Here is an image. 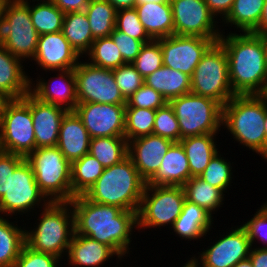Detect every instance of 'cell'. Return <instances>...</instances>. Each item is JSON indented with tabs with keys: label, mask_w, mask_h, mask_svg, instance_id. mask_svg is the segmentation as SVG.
<instances>
[{
	"label": "cell",
	"mask_w": 267,
	"mask_h": 267,
	"mask_svg": "<svg viewBox=\"0 0 267 267\" xmlns=\"http://www.w3.org/2000/svg\"><path fill=\"white\" fill-rule=\"evenodd\" d=\"M186 199L204 208L212 216L218 211L225 199V193L199 177H191L183 185Z\"/></svg>",
	"instance_id": "cell-33"
},
{
	"label": "cell",
	"mask_w": 267,
	"mask_h": 267,
	"mask_svg": "<svg viewBox=\"0 0 267 267\" xmlns=\"http://www.w3.org/2000/svg\"><path fill=\"white\" fill-rule=\"evenodd\" d=\"M90 136L75 111H68L60 126L57 147L72 164L89 153Z\"/></svg>",
	"instance_id": "cell-22"
},
{
	"label": "cell",
	"mask_w": 267,
	"mask_h": 267,
	"mask_svg": "<svg viewBox=\"0 0 267 267\" xmlns=\"http://www.w3.org/2000/svg\"><path fill=\"white\" fill-rule=\"evenodd\" d=\"M75 234L110 246L121 258L128 256L132 233L137 229V212L90 201L85 195L71 201ZM124 256V257H123Z\"/></svg>",
	"instance_id": "cell-1"
},
{
	"label": "cell",
	"mask_w": 267,
	"mask_h": 267,
	"mask_svg": "<svg viewBox=\"0 0 267 267\" xmlns=\"http://www.w3.org/2000/svg\"><path fill=\"white\" fill-rule=\"evenodd\" d=\"M146 181L129 156L104 168L102 175L84 194L90 201L114 205L126 211H138Z\"/></svg>",
	"instance_id": "cell-4"
},
{
	"label": "cell",
	"mask_w": 267,
	"mask_h": 267,
	"mask_svg": "<svg viewBox=\"0 0 267 267\" xmlns=\"http://www.w3.org/2000/svg\"><path fill=\"white\" fill-rule=\"evenodd\" d=\"M167 103V100L159 92L144 84L128 98L125 108L157 110Z\"/></svg>",
	"instance_id": "cell-45"
},
{
	"label": "cell",
	"mask_w": 267,
	"mask_h": 267,
	"mask_svg": "<svg viewBox=\"0 0 267 267\" xmlns=\"http://www.w3.org/2000/svg\"><path fill=\"white\" fill-rule=\"evenodd\" d=\"M39 212L35 228L25 229V244L35 251L63 259L75 233L71 203L51 201Z\"/></svg>",
	"instance_id": "cell-5"
},
{
	"label": "cell",
	"mask_w": 267,
	"mask_h": 267,
	"mask_svg": "<svg viewBox=\"0 0 267 267\" xmlns=\"http://www.w3.org/2000/svg\"><path fill=\"white\" fill-rule=\"evenodd\" d=\"M249 258L253 267H267V247L254 245L251 247Z\"/></svg>",
	"instance_id": "cell-52"
},
{
	"label": "cell",
	"mask_w": 267,
	"mask_h": 267,
	"mask_svg": "<svg viewBox=\"0 0 267 267\" xmlns=\"http://www.w3.org/2000/svg\"><path fill=\"white\" fill-rule=\"evenodd\" d=\"M23 62L0 45V93L8 100L21 99L30 92L31 77Z\"/></svg>",
	"instance_id": "cell-24"
},
{
	"label": "cell",
	"mask_w": 267,
	"mask_h": 267,
	"mask_svg": "<svg viewBox=\"0 0 267 267\" xmlns=\"http://www.w3.org/2000/svg\"><path fill=\"white\" fill-rule=\"evenodd\" d=\"M53 72H57L56 77H51L53 80L50 78L46 81L40 75L36 81L31 78L30 93L41 102L74 111L78 104L74 69Z\"/></svg>",
	"instance_id": "cell-18"
},
{
	"label": "cell",
	"mask_w": 267,
	"mask_h": 267,
	"mask_svg": "<svg viewBox=\"0 0 267 267\" xmlns=\"http://www.w3.org/2000/svg\"><path fill=\"white\" fill-rule=\"evenodd\" d=\"M267 154V103H266V116H265V155Z\"/></svg>",
	"instance_id": "cell-59"
},
{
	"label": "cell",
	"mask_w": 267,
	"mask_h": 267,
	"mask_svg": "<svg viewBox=\"0 0 267 267\" xmlns=\"http://www.w3.org/2000/svg\"><path fill=\"white\" fill-rule=\"evenodd\" d=\"M10 0H0V19L4 17L5 8Z\"/></svg>",
	"instance_id": "cell-58"
},
{
	"label": "cell",
	"mask_w": 267,
	"mask_h": 267,
	"mask_svg": "<svg viewBox=\"0 0 267 267\" xmlns=\"http://www.w3.org/2000/svg\"><path fill=\"white\" fill-rule=\"evenodd\" d=\"M140 22L153 39L174 34V21L171 3H145L135 5Z\"/></svg>",
	"instance_id": "cell-27"
},
{
	"label": "cell",
	"mask_w": 267,
	"mask_h": 267,
	"mask_svg": "<svg viewBox=\"0 0 267 267\" xmlns=\"http://www.w3.org/2000/svg\"><path fill=\"white\" fill-rule=\"evenodd\" d=\"M230 229L202 253L198 252L199 257L192 255L188 261L194 267H233L249 258L251 242L247 231L242 225Z\"/></svg>",
	"instance_id": "cell-15"
},
{
	"label": "cell",
	"mask_w": 267,
	"mask_h": 267,
	"mask_svg": "<svg viewBox=\"0 0 267 267\" xmlns=\"http://www.w3.org/2000/svg\"><path fill=\"white\" fill-rule=\"evenodd\" d=\"M157 40L162 49L163 65L190 77L204 53L214 43L208 38L175 34Z\"/></svg>",
	"instance_id": "cell-16"
},
{
	"label": "cell",
	"mask_w": 267,
	"mask_h": 267,
	"mask_svg": "<svg viewBox=\"0 0 267 267\" xmlns=\"http://www.w3.org/2000/svg\"><path fill=\"white\" fill-rule=\"evenodd\" d=\"M78 103L126 105L116 84L113 70L79 61L74 68Z\"/></svg>",
	"instance_id": "cell-13"
},
{
	"label": "cell",
	"mask_w": 267,
	"mask_h": 267,
	"mask_svg": "<svg viewBox=\"0 0 267 267\" xmlns=\"http://www.w3.org/2000/svg\"><path fill=\"white\" fill-rule=\"evenodd\" d=\"M233 267H253V265L250 258H247L245 260L239 261Z\"/></svg>",
	"instance_id": "cell-56"
},
{
	"label": "cell",
	"mask_w": 267,
	"mask_h": 267,
	"mask_svg": "<svg viewBox=\"0 0 267 267\" xmlns=\"http://www.w3.org/2000/svg\"><path fill=\"white\" fill-rule=\"evenodd\" d=\"M173 143L172 140L155 134L128 141V156L146 182L159 169L164 155Z\"/></svg>",
	"instance_id": "cell-20"
},
{
	"label": "cell",
	"mask_w": 267,
	"mask_h": 267,
	"mask_svg": "<svg viewBox=\"0 0 267 267\" xmlns=\"http://www.w3.org/2000/svg\"><path fill=\"white\" fill-rule=\"evenodd\" d=\"M64 14L83 11L91 0H51Z\"/></svg>",
	"instance_id": "cell-51"
},
{
	"label": "cell",
	"mask_w": 267,
	"mask_h": 267,
	"mask_svg": "<svg viewBox=\"0 0 267 267\" xmlns=\"http://www.w3.org/2000/svg\"><path fill=\"white\" fill-rule=\"evenodd\" d=\"M36 149L29 93L10 99L0 115V150L27 157Z\"/></svg>",
	"instance_id": "cell-9"
},
{
	"label": "cell",
	"mask_w": 267,
	"mask_h": 267,
	"mask_svg": "<svg viewBox=\"0 0 267 267\" xmlns=\"http://www.w3.org/2000/svg\"><path fill=\"white\" fill-rule=\"evenodd\" d=\"M30 4L9 1L0 19V45L23 61H32L39 34L30 17Z\"/></svg>",
	"instance_id": "cell-11"
},
{
	"label": "cell",
	"mask_w": 267,
	"mask_h": 267,
	"mask_svg": "<svg viewBox=\"0 0 267 267\" xmlns=\"http://www.w3.org/2000/svg\"><path fill=\"white\" fill-rule=\"evenodd\" d=\"M184 266L181 267H194L189 261H187L185 264H183Z\"/></svg>",
	"instance_id": "cell-62"
},
{
	"label": "cell",
	"mask_w": 267,
	"mask_h": 267,
	"mask_svg": "<svg viewBox=\"0 0 267 267\" xmlns=\"http://www.w3.org/2000/svg\"><path fill=\"white\" fill-rule=\"evenodd\" d=\"M267 32V0L264 1L262 15L259 21V25L252 33H264Z\"/></svg>",
	"instance_id": "cell-53"
},
{
	"label": "cell",
	"mask_w": 267,
	"mask_h": 267,
	"mask_svg": "<svg viewBox=\"0 0 267 267\" xmlns=\"http://www.w3.org/2000/svg\"><path fill=\"white\" fill-rule=\"evenodd\" d=\"M87 61L96 67L114 70L126 64L112 38L103 37L93 41L90 51L84 56Z\"/></svg>",
	"instance_id": "cell-38"
},
{
	"label": "cell",
	"mask_w": 267,
	"mask_h": 267,
	"mask_svg": "<svg viewBox=\"0 0 267 267\" xmlns=\"http://www.w3.org/2000/svg\"><path fill=\"white\" fill-rule=\"evenodd\" d=\"M84 11L93 38L109 37L115 29L117 10L107 0H91Z\"/></svg>",
	"instance_id": "cell-36"
},
{
	"label": "cell",
	"mask_w": 267,
	"mask_h": 267,
	"mask_svg": "<svg viewBox=\"0 0 267 267\" xmlns=\"http://www.w3.org/2000/svg\"><path fill=\"white\" fill-rule=\"evenodd\" d=\"M257 210L254 216L250 220L248 219V221L244 222L242 226L247 231L251 247H253V244L259 242H261V244L263 243L262 245L264 246L262 247H267V211L262 206Z\"/></svg>",
	"instance_id": "cell-47"
},
{
	"label": "cell",
	"mask_w": 267,
	"mask_h": 267,
	"mask_svg": "<svg viewBox=\"0 0 267 267\" xmlns=\"http://www.w3.org/2000/svg\"><path fill=\"white\" fill-rule=\"evenodd\" d=\"M26 160L32 166L40 191L50 202L72 200V164L57 146L36 148Z\"/></svg>",
	"instance_id": "cell-6"
},
{
	"label": "cell",
	"mask_w": 267,
	"mask_h": 267,
	"mask_svg": "<svg viewBox=\"0 0 267 267\" xmlns=\"http://www.w3.org/2000/svg\"><path fill=\"white\" fill-rule=\"evenodd\" d=\"M62 32L74 50L84 58L95 40L85 11L65 13Z\"/></svg>",
	"instance_id": "cell-30"
},
{
	"label": "cell",
	"mask_w": 267,
	"mask_h": 267,
	"mask_svg": "<svg viewBox=\"0 0 267 267\" xmlns=\"http://www.w3.org/2000/svg\"><path fill=\"white\" fill-rule=\"evenodd\" d=\"M131 64L144 79L158 70L163 65L160 42L152 40L145 43Z\"/></svg>",
	"instance_id": "cell-41"
},
{
	"label": "cell",
	"mask_w": 267,
	"mask_h": 267,
	"mask_svg": "<svg viewBox=\"0 0 267 267\" xmlns=\"http://www.w3.org/2000/svg\"><path fill=\"white\" fill-rule=\"evenodd\" d=\"M189 179L190 168L185 150L180 142H174L146 185L183 186Z\"/></svg>",
	"instance_id": "cell-25"
},
{
	"label": "cell",
	"mask_w": 267,
	"mask_h": 267,
	"mask_svg": "<svg viewBox=\"0 0 267 267\" xmlns=\"http://www.w3.org/2000/svg\"><path fill=\"white\" fill-rule=\"evenodd\" d=\"M219 38L228 58L229 80L235 95L267 94V61L260 37L229 32Z\"/></svg>",
	"instance_id": "cell-2"
},
{
	"label": "cell",
	"mask_w": 267,
	"mask_h": 267,
	"mask_svg": "<svg viewBox=\"0 0 267 267\" xmlns=\"http://www.w3.org/2000/svg\"><path fill=\"white\" fill-rule=\"evenodd\" d=\"M266 211H267V201L266 202H264V204L262 203V205H261Z\"/></svg>",
	"instance_id": "cell-63"
},
{
	"label": "cell",
	"mask_w": 267,
	"mask_h": 267,
	"mask_svg": "<svg viewBox=\"0 0 267 267\" xmlns=\"http://www.w3.org/2000/svg\"><path fill=\"white\" fill-rule=\"evenodd\" d=\"M234 1L235 0H205V3L217 20H223L230 12ZM218 16L220 18H218Z\"/></svg>",
	"instance_id": "cell-50"
},
{
	"label": "cell",
	"mask_w": 267,
	"mask_h": 267,
	"mask_svg": "<svg viewBox=\"0 0 267 267\" xmlns=\"http://www.w3.org/2000/svg\"><path fill=\"white\" fill-rule=\"evenodd\" d=\"M144 81L147 86L159 92L167 102L191 92V77L164 65L148 75Z\"/></svg>",
	"instance_id": "cell-29"
},
{
	"label": "cell",
	"mask_w": 267,
	"mask_h": 267,
	"mask_svg": "<svg viewBox=\"0 0 267 267\" xmlns=\"http://www.w3.org/2000/svg\"><path fill=\"white\" fill-rule=\"evenodd\" d=\"M266 95H235L222 107V127L239 145L265 156Z\"/></svg>",
	"instance_id": "cell-3"
},
{
	"label": "cell",
	"mask_w": 267,
	"mask_h": 267,
	"mask_svg": "<svg viewBox=\"0 0 267 267\" xmlns=\"http://www.w3.org/2000/svg\"><path fill=\"white\" fill-rule=\"evenodd\" d=\"M153 134L172 140L180 141V127L173 108L167 103L156 110Z\"/></svg>",
	"instance_id": "cell-43"
},
{
	"label": "cell",
	"mask_w": 267,
	"mask_h": 267,
	"mask_svg": "<svg viewBox=\"0 0 267 267\" xmlns=\"http://www.w3.org/2000/svg\"><path fill=\"white\" fill-rule=\"evenodd\" d=\"M89 154L94 156L104 168L111 167L128 156V141L125 137L91 138Z\"/></svg>",
	"instance_id": "cell-35"
},
{
	"label": "cell",
	"mask_w": 267,
	"mask_h": 267,
	"mask_svg": "<svg viewBox=\"0 0 267 267\" xmlns=\"http://www.w3.org/2000/svg\"><path fill=\"white\" fill-rule=\"evenodd\" d=\"M191 93L212 98L222 106L235 96L229 80L226 51L219 41L207 49L194 69Z\"/></svg>",
	"instance_id": "cell-8"
},
{
	"label": "cell",
	"mask_w": 267,
	"mask_h": 267,
	"mask_svg": "<svg viewBox=\"0 0 267 267\" xmlns=\"http://www.w3.org/2000/svg\"><path fill=\"white\" fill-rule=\"evenodd\" d=\"M110 37L117 45L125 63H132L144 45L142 41L130 37L116 28L110 34Z\"/></svg>",
	"instance_id": "cell-48"
},
{
	"label": "cell",
	"mask_w": 267,
	"mask_h": 267,
	"mask_svg": "<svg viewBox=\"0 0 267 267\" xmlns=\"http://www.w3.org/2000/svg\"><path fill=\"white\" fill-rule=\"evenodd\" d=\"M103 171L104 167L101 163L89 153L74 161L71 170L72 199L75 196L84 195Z\"/></svg>",
	"instance_id": "cell-34"
},
{
	"label": "cell",
	"mask_w": 267,
	"mask_h": 267,
	"mask_svg": "<svg viewBox=\"0 0 267 267\" xmlns=\"http://www.w3.org/2000/svg\"><path fill=\"white\" fill-rule=\"evenodd\" d=\"M29 108L35 133L36 148L57 146L65 108L39 101L29 92Z\"/></svg>",
	"instance_id": "cell-21"
},
{
	"label": "cell",
	"mask_w": 267,
	"mask_h": 267,
	"mask_svg": "<svg viewBox=\"0 0 267 267\" xmlns=\"http://www.w3.org/2000/svg\"><path fill=\"white\" fill-rule=\"evenodd\" d=\"M262 159L263 160L265 159L266 160L265 162H267V154Z\"/></svg>",
	"instance_id": "cell-64"
},
{
	"label": "cell",
	"mask_w": 267,
	"mask_h": 267,
	"mask_svg": "<svg viewBox=\"0 0 267 267\" xmlns=\"http://www.w3.org/2000/svg\"><path fill=\"white\" fill-rule=\"evenodd\" d=\"M64 15L51 0L30 5L31 21L39 35L62 31Z\"/></svg>",
	"instance_id": "cell-37"
},
{
	"label": "cell",
	"mask_w": 267,
	"mask_h": 267,
	"mask_svg": "<svg viewBox=\"0 0 267 267\" xmlns=\"http://www.w3.org/2000/svg\"><path fill=\"white\" fill-rule=\"evenodd\" d=\"M117 11L121 9L135 8L136 0H107Z\"/></svg>",
	"instance_id": "cell-54"
},
{
	"label": "cell",
	"mask_w": 267,
	"mask_h": 267,
	"mask_svg": "<svg viewBox=\"0 0 267 267\" xmlns=\"http://www.w3.org/2000/svg\"><path fill=\"white\" fill-rule=\"evenodd\" d=\"M224 158L223 154L218 152L210 160L208 166L199 178L213 187L221 189L224 193H227V189L232 186L231 183H233L231 182L234 177L232 172L233 164L231 161H227L228 159Z\"/></svg>",
	"instance_id": "cell-40"
},
{
	"label": "cell",
	"mask_w": 267,
	"mask_h": 267,
	"mask_svg": "<svg viewBox=\"0 0 267 267\" xmlns=\"http://www.w3.org/2000/svg\"><path fill=\"white\" fill-rule=\"evenodd\" d=\"M116 256L122 258L110 247L90 237L75 234L66 255L69 266L73 267H100L106 261Z\"/></svg>",
	"instance_id": "cell-23"
},
{
	"label": "cell",
	"mask_w": 267,
	"mask_h": 267,
	"mask_svg": "<svg viewBox=\"0 0 267 267\" xmlns=\"http://www.w3.org/2000/svg\"><path fill=\"white\" fill-rule=\"evenodd\" d=\"M213 218L204 208L185 199L182 211L172 227V233L188 241L205 238L213 227Z\"/></svg>",
	"instance_id": "cell-26"
},
{
	"label": "cell",
	"mask_w": 267,
	"mask_h": 267,
	"mask_svg": "<svg viewBox=\"0 0 267 267\" xmlns=\"http://www.w3.org/2000/svg\"><path fill=\"white\" fill-rule=\"evenodd\" d=\"M11 1L18 2V3H28V2H31V0H11ZM34 1H45V0H32V2H34Z\"/></svg>",
	"instance_id": "cell-61"
},
{
	"label": "cell",
	"mask_w": 267,
	"mask_h": 267,
	"mask_svg": "<svg viewBox=\"0 0 267 267\" xmlns=\"http://www.w3.org/2000/svg\"><path fill=\"white\" fill-rule=\"evenodd\" d=\"M115 28L130 37L142 41L144 44L153 40L140 22L135 8L118 10L116 12Z\"/></svg>",
	"instance_id": "cell-42"
},
{
	"label": "cell",
	"mask_w": 267,
	"mask_h": 267,
	"mask_svg": "<svg viewBox=\"0 0 267 267\" xmlns=\"http://www.w3.org/2000/svg\"><path fill=\"white\" fill-rule=\"evenodd\" d=\"M180 127V140L205 134H219L222 126V105L216 100L187 93L168 102Z\"/></svg>",
	"instance_id": "cell-7"
},
{
	"label": "cell",
	"mask_w": 267,
	"mask_h": 267,
	"mask_svg": "<svg viewBox=\"0 0 267 267\" xmlns=\"http://www.w3.org/2000/svg\"><path fill=\"white\" fill-rule=\"evenodd\" d=\"M60 261L55 255L35 251L24 244L14 267H59Z\"/></svg>",
	"instance_id": "cell-46"
},
{
	"label": "cell",
	"mask_w": 267,
	"mask_h": 267,
	"mask_svg": "<svg viewBox=\"0 0 267 267\" xmlns=\"http://www.w3.org/2000/svg\"><path fill=\"white\" fill-rule=\"evenodd\" d=\"M9 219L0 216V267H14L25 244V227Z\"/></svg>",
	"instance_id": "cell-32"
},
{
	"label": "cell",
	"mask_w": 267,
	"mask_h": 267,
	"mask_svg": "<svg viewBox=\"0 0 267 267\" xmlns=\"http://www.w3.org/2000/svg\"><path fill=\"white\" fill-rule=\"evenodd\" d=\"M25 159L21 155L0 150V198L7 191L10 174H13Z\"/></svg>",
	"instance_id": "cell-49"
},
{
	"label": "cell",
	"mask_w": 267,
	"mask_h": 267,
	"mask_svg": "<svg viewBox=\"0 0 267 267\" xmlns=\"http://www.w3.org/2000/svg\"><path fill=\"white\" fill-rule=\"evenodd\" d=\"M117 86L124 99L128 98L145 84L144 78L131 63H126L113 70Z\"/></svg>",
	"instance_id": "cell-44"
},
{
	"label": "cell",
	"mask_w": 267,
	"mask_h": 267,
	"mask_svg": "<svg viewBox=\"0 0 267 267\" xmlns=\"http://www.w3.org/2000/svg\"><path fill=\"white\" fill-rule=\"evenodd\" d=\"M8 99L0 93V115L3 110L4 104Z\"/></svg>",
	"instance_id": "cell-60"
},
{
	"label": "cell",
	"mask_w": 267,
	"mask_h": 267,
	"mask_svg": "<svg viewBox=\"0 0 267 267\" xmlns=\"http://www.w3.org/2000/svg\"><path fill=\"white\" fill-rule=\"evenodd\" d=\"M170 3L175 35L199 36L214 42L219 40L223 31L205 0H170Z\"/></svg>",
	"instance_id": "cell-14"
},
{
	"label": "cell",
	"mask_w": 267,
	"mask_h": 267,
	"mask_svg": "<svg viewBox=\"0 0 267 267\" xmlns=\"http://www.w3.org/2000/svg\"><path fill=\"white\" fill-rule=\"evenodd\" d=\"M265 0H235L228 15L220 21L239 33L253 32L259 25ZM227 24V25H226ZM239 28V29H238Z\"/></svg>",
	"instance_id": "cell-31"
},
{
	"label": "cell",
	"mask_w": 267,
	"mask_h": 267,
	"mask_svg": "<svg viewBox=\"0 0 267 267\" xmlns=\"http://www.w3.org/2000/svg\"><path fill=\"white\" fill-rule=\"evenodd\" d=\"M216 136L218 134H205L181 139L179 142L183 146L188 158L190 168V178L199 177L210 160L220 152L217 148Z\"/></svg>",
	"instance_id": "cell-28"
},
{
	"label": "cell",
	"mask_w": 267,
	"mask_h": 267,
	"mask_svg": "<svg viewBox=\"0 0 267 267\" xmlns=\"http://www.w3.org/2000/svg\"><path fill=\"white\" fill-rule=\"evenodd\" d=\"M81 57L64 37L62 31L39 35L33 61L41 71L74 69Z\"/></svg>",
	"instance_id": "cell-19"
},
{
	"label": "cell",
	"mask_w": 267,
	"mask_h": 267,
	"mask_svg": "<svg viewBox=\"0 0 267 267\" xmlns=\"http://www.w3.org/2000/svg\"><path fill=\"white\" fill-rule=\"evenodd\" d=\"M49 202L35 181L32 166L25 159L8 178L7 191L0 198V216L29 215L31 210L33 214L35 208H44Z\"/></svg>",
	"instance_id": "cell-12"
},
{
	"label": "cell",
	"mask_w": 267,
	"mask_h": 267,
	"mask_svg": "<svg viewBox=\"0 0 267 267\" xmlns=\"http://www.w3.org/2000/svg\"><path fill=\"white\" fill-rule=\"evenodd\" d=\"M185 199L183 186L146 185L137 211L138 232L168 225V228H172Z\"/></svg>",
	"instance_id": "cell-10"
},
{
	"label": "cell",
	"mask_w": 267,
	"mask_h": 267,
	"mask_svg": "<svg viewBox=\"0 0 267 267\" xmlns=\"http://www.w3.org/2000/svg\"><path fill=\"white\" fill-rule=\"evenodd\" d=\"M257 35L260 37L264 50H265V56H266V61H267V32L264 33H257Z\"/></svg>",
	"instance_id": "cell-55"
},
{
	"label": "cell",
	"mask_w": 267,
	"mask_h": 267,
	"mask_svg": "<svg viewBox=\"0 0 267 267\" xmlns=\"http://www.w3.org/2000/svg\"><path fill=\"white\" fill-rule=\"evenodd\" d=\"M125 106L100 103H78L76 114L90 138L125 137Z\"/></svg>",
	"instance_id": "cell-17"
},
{
	"label": "cell",
	"mask_w": 267,
	"mask_h": 267,
	"mask_svg": "<svg viewBox=\"0 0 267 267\" xmlns=\"http://www.w3.org/2000/svg\"><path fill=\"white\" fill-rule=\"evenodd\" d=\"M156 110L125 108V138L127 141L153 134Z\"/></svg>",
	"instance_id": "cell-39"
},
{
	"label": "cell",
	"mask_w": 267,
	"mask_h": 267,
	"mask_svg": "<svg viewBox=\"0 0 267 267\" xmlns=\"http://www.w3.org/2000/svg\"><path fill=\"white\" fill-rule=\"evenodd\" d=\"M170 3V0H136V5H142L145 3Z\"/></svg>",
	"instance_id": "cell-57"
}]
</instances>
